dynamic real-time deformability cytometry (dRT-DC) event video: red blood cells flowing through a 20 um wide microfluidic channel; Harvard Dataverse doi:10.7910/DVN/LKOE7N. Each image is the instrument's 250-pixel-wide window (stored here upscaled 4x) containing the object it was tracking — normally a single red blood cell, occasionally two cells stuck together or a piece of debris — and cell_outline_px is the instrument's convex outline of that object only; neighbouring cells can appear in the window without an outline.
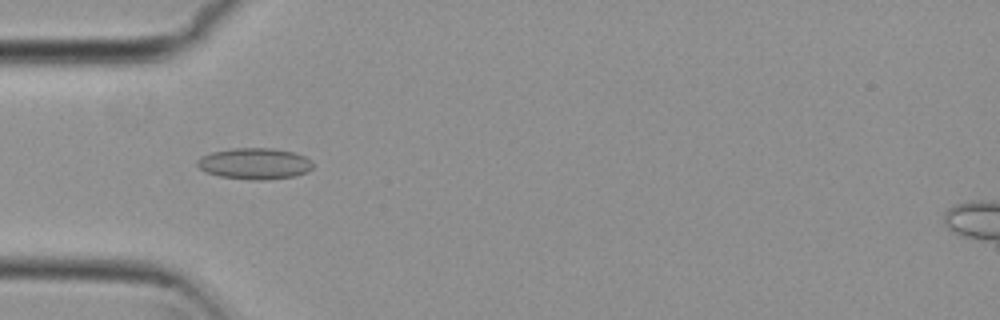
{"species": "common noctule bat (a hibernating species)", "species_latin": "Nyctalus noctula", "temperature_condition": "cold", "stored_images_in_passage": 54, "camera_frame_rate_fps": 3000, "um_per_image_px": 0.085, "animal": {"sex": "female", "body_mass_g": 29.2, "forearm_length_mm": 56.3}, "frame": {"image": 1, "passage_image": 16, "time_ms": 5.0, "image_size_px": [1000, 320], "cell_outline_px": [[312, 168], [296, 176], [268, 180], [252, 180], [220, 176], [204, 172], [196, 164], [196, 160], [200, 156], [212, 152], [232, 148], [272, 148], [296, 152], [312, 160]], "centroid_in_image_um": [21.63, 13.9], "position_along_channel_um": 63.4, "area_um2": 21.27}}
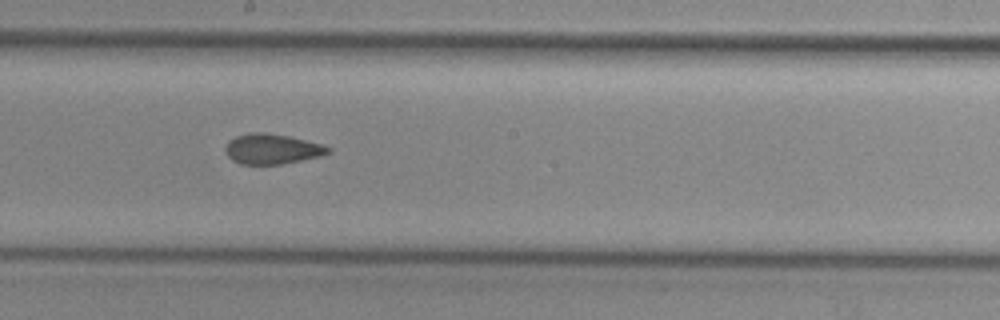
{"frame": {"image": 2, "passage_image": 29, "time_ms": 9.333, "image_size_px": [1000, 320], "cell_outline_px": [[332, 152], [320, 156], [280, 164], [240, 164], [232, 160], [228, 156], [224, 148], [228, 140], [236, 136], [248, 132], [264, 132], [288, 136], [320, 144], [332, 148]], "centroid_in_image_um": [23.09, 12.65], "position_along_channel_um": 225.1, "area_um2": 18.03}}
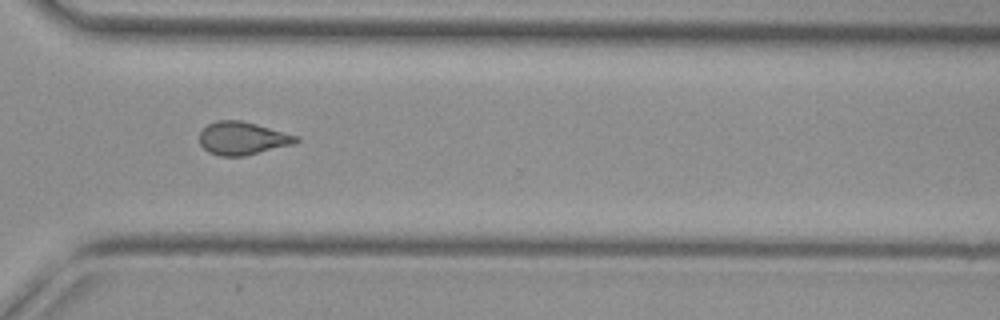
{"frame": {"image": 3, "passage_image": 39, "time_ms": 12.667, "image_size_px": [1000, 320], "cell_outline_px": [[300, 140], [292, 144], [244, 156], [220, 156], [208, 152], [200, 144], [200, 132], [208, 124], [216, 120], [240, 120], [256, 124], [300, 136]], "centroid_in_image_um": [20.61, 11.75], "position_along_channel_um": 350.0, "area_um2": 18.5}, "authors_computed_cell_mechanics": {"area_um2": 18.7561, "velocity_mm_per_s": 3.7483, "shape_relaxation_time_tau1_ms": null, "shape_relaxation_time_tau2_ms": 2.2103, "deformation_change_tau1": null, "deformation_change_tau2": 0.0927}}